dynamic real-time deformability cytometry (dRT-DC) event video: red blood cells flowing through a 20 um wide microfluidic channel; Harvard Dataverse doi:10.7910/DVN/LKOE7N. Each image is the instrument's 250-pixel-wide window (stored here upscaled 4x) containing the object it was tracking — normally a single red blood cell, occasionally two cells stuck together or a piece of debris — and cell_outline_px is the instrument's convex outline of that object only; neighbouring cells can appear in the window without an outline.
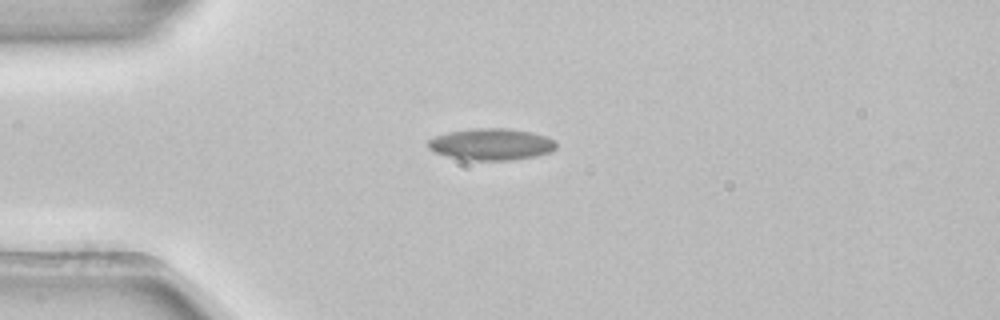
{"species": "common noctule bat (a hibernating species)", "species_latin": "Nyctalus noctula", "temperature_condition": "room temperature", "stored_images_in_passage": 4, "camera_frame_rate_fps": 3000, "um_per_image_px": 0.085, "animal": {"sex": "female", "body_mass_g": 22.7, "forearm_length_mm": 54.2}, "frame": {"image": 1, "passage_image": 1, "time_ms": 0.0, "image_size_px": [1000, 320], "cell_outline_px": [[556, 148], [552, 152], [536, 156], [512, 160], [468, 160], [448, 156], [436, 152], [428, 148], [428, 140], [436, 136], [448, 132], [472, 128], [508, 128], [532, 132], [548, 136], [556, 140]], "centroid_in_image_um": [41.82, 12.25], "position_along_channel_um": 43.2, "area_um2": 23.81}}